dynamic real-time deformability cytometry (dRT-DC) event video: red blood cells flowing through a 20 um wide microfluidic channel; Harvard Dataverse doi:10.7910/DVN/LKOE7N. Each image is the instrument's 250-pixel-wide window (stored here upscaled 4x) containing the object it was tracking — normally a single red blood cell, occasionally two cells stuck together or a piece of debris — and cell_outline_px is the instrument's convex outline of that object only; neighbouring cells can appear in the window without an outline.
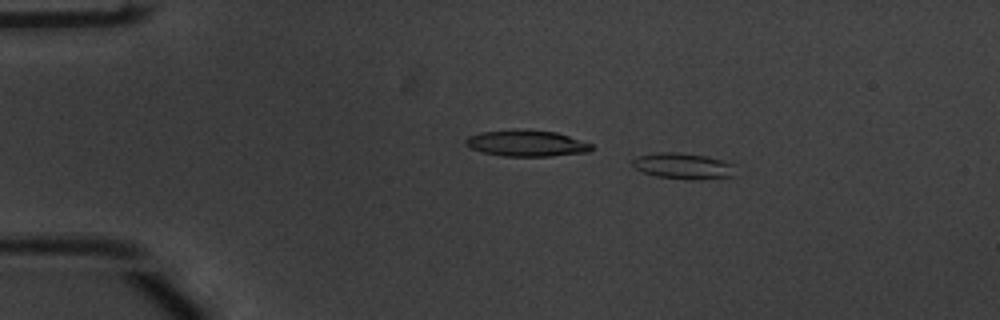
{"species": "common noctule bat (a hibernating species)", "species_latin": "Nyctalus noctula", "temperature_condition": "warm", "stored_images_in_passage": 45, "camera_frame_rate_fps": 3000, "um_per_image_px": 0.085, "animal": {"sex": "male", "body_mass_g": 20.1, "forearm_length_mm": 53.5}, "frame": {"image": 1, "passage_image": 2, "time_ms": 0.333, "image_size_px": [1000, 320], "cell_outline_px": [[736, 164], [732, 176], [696, 180], [688, 180], [656, 176], [644, 172], [636, 168], [632, 164], [632, 160], [636, 156], [660, 152], [676, 152], [704, 156]], "centroid_in_image_um": [58.06, 14.11], "position_along_channel_um": 26.9, "area_um2": 15.49}}
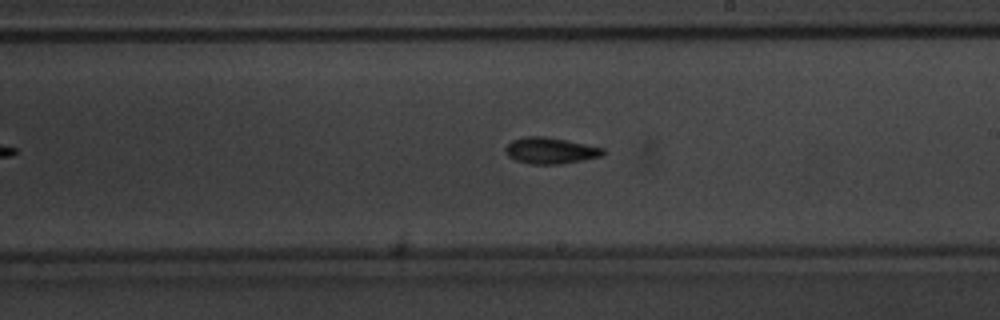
{"frame": {"image": 2, "passage_image": 24, "time_ms": 7.667, "image_size_px": [1000, 320], "cell_outline_px": [[604, 152], [600, 156], [560, 164], [528, 164], [516, 160], [508, 156], [504, 152], [504, 148], [512, 140], [524, 136], [544, 136], [568, 140], [604, 148]], "centroid_in_image_um": [46.73, 12.79], "position_along_channel_um": 242.3, "area_um2": 14.91}}
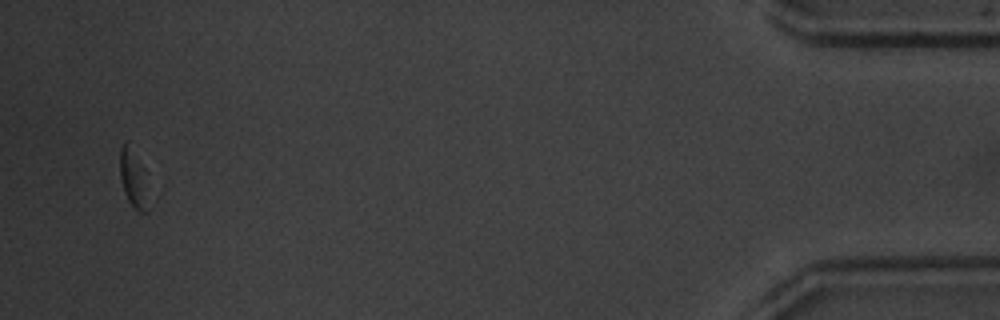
{"frame": {"image": 3, "passage_image": 44, "time_ms": 14.333, "image_size_px": [1000, 320], "cell_outline_px": [[148, 212], [140, 212], [132, 208], [124, 192], [120, 180], [120, 148], [124, 140], [128, 140], [148, 172]], "centroid_in_image_um": [11.38, 15.13], "position_along_channel_um": 423.8, "area_um2": 10.58}, "authors_computed_cell_mechanics": {"area_um2": 14.3344, "velocity_mm_per_s": 3.868, "shape_relaxation_time_tau1_ms": 2.7149, "shape_relaxation_time_tau2_ms": 6.5647, "deformation_change_tau1": 0.1006, "deformation_change_tau2": 0.1506}}